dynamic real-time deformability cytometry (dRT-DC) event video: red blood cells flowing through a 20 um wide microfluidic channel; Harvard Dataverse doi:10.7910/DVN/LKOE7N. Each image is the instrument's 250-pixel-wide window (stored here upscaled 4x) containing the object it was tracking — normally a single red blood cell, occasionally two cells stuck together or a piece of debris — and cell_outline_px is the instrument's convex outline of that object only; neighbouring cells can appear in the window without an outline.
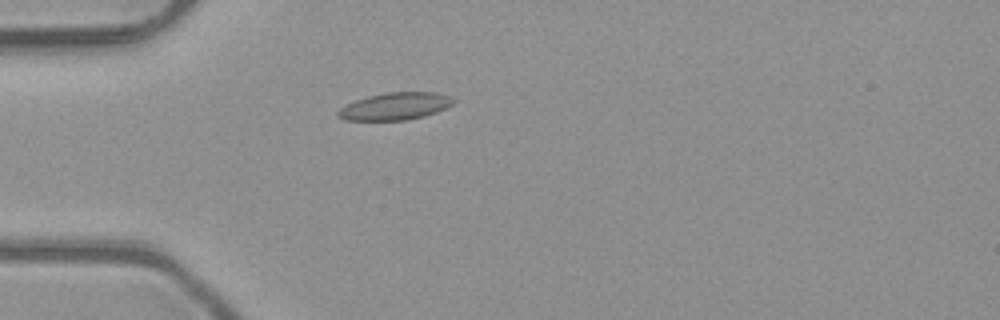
{"species": "common noctule bat (a hibernating species)", "species_latin": "Nyctalus noctula", "temperature_condition": "room temperature", "stored_images_in_passage": 2, "camera_frame_rate_fps": 3000, "um_per_image_px": 0.085, "animal": {"sex": "male", "body_mass_g": 23.1, "forearm_length_mm": 52.7}, "frame": {"image": 1, "passage_image": 2, "time_ms": 0.333, "image_size_px": [1000, 320], "cell_outline_px": [[456, 100], [452, 104], [436, 112], [424, 116], [404, 120], [344, 120], [336, 116], [336, 112], [340, 108], [356, 100], [368, 96], [384, 92], [436, 92], [448, 96]], "centroid_in_image_um": [33.56, 9.03], "position_along_channel_um": 51.4, "area_um2": 18.26}}